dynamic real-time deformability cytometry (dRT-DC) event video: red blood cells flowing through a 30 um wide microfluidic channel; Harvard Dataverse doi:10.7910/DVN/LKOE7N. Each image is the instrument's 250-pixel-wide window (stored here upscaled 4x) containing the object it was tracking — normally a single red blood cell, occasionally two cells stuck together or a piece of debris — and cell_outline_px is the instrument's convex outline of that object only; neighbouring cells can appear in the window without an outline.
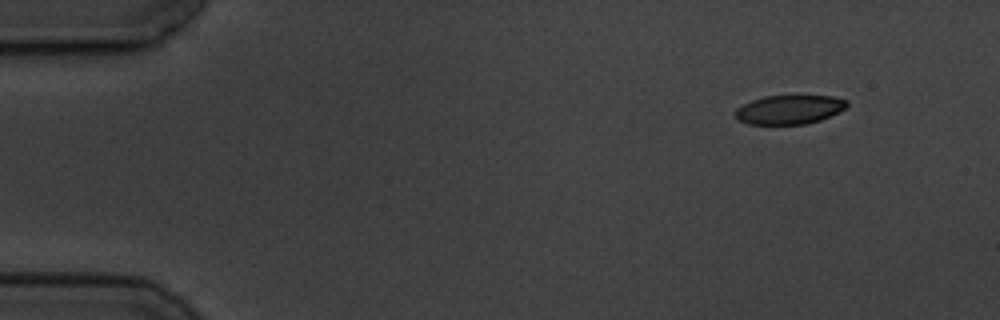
{"species": "common noctule bat (a hibernating species)", "species_latin": "Nyctalus noctula", "temperature_condition": "cold", "stored_images_in_passage": 3, "segment_of_instrument_passage": [2, 2], "camera_frame_rate_fps": 3000, "um_per_image_px": 0.085, "animal": {"sex": "male", "body_mass_g": 19.5, "forearm_length_mm": 54.6}, "frame": {"image": 1, "passage_image": 3, "time_ms": 3.0, "image_size_px": [1000, 320], "cell_outline_px": [[848, 104], [844, 108], [820, 120], [804, 124], [748, 124], [740, 120], [736, 116], [736, 108], [752, 100], [764, 96], [832, 96], [848, 100]], "centroid_in_image_um": [67.08, 9.31], "position_along_channel_um": 17.9, "area_um2": 18.55}}